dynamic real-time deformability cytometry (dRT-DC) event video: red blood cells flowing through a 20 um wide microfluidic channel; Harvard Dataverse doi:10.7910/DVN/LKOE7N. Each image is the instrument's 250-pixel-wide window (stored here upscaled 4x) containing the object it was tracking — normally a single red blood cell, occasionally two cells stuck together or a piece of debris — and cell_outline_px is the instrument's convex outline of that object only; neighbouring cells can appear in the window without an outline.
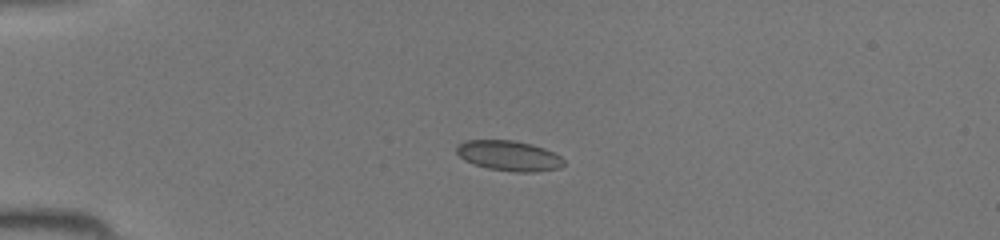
{"species": "common noctule bat (a hibernating species)", "species_latin": "Nyctalus noctula", "temperature_condition": "room temperature", "stored_images_in_passage": 34, "camera_frame_rate_fps": 3000, "um_per_image_px": 0.085, "animal": {"sex": "female", "body_mass_g": 19.5, "forearm_length_mm": 54.1}, "frame": {"image": 1, "passage_image": 1, "time_ms": 0.0, "image_size_px": [1000, 240], "cell_outline_px": [[564, 164], [560, 168], [536, 172], [516, 172], [488, 168], [464, 160], [456, 152], [456, 148], [464, 140], [512, 140], [532, 144], [544, 148], [560, 156], [564, 160]], "centroid_in_image_um": [43.28, 13.24], "position_along_channel_um": 41.7, "area_um2": 18.79}}
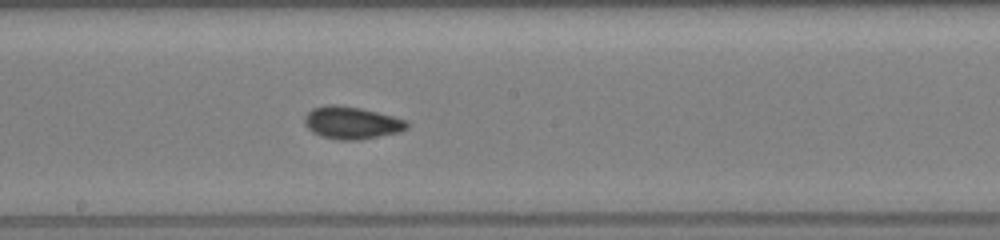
{"frame": {"image": 2, "passage_image": 15, "time_ms": 4.667, "image_size_px": [1000, 240], "cell_outline_px": [[408, 128], [400, 132], [360, 140], [336, 140], [320, 136], [312, 132], [304, 124], [304, 116], [312, 108], [328, 104], [336, 104], [360, 108], [408, 120]], "centroid_in_image_um": [29.87, 10.44], "position_along_channel_um": 218.3, "area_um2": 19.54}}
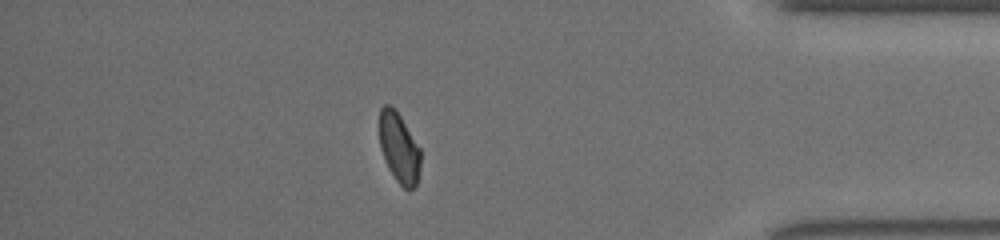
{"frame": {"image": 3, "passage_image": 29, "time_ms": 9.333, "image_size_px": [1000, 240], "cell_outline_px": [[420, 168], [416, 184], [412, 188], [404, 188], [396, 180], [388, 168], [380, 148], [380, 108], [384, 104], [388, 104], [396, 108], [420, 148]], "centroid_in_image_um": [33.91, 12.53], "position_along_channel_um": 401.3, "area_um2": 16.76}}